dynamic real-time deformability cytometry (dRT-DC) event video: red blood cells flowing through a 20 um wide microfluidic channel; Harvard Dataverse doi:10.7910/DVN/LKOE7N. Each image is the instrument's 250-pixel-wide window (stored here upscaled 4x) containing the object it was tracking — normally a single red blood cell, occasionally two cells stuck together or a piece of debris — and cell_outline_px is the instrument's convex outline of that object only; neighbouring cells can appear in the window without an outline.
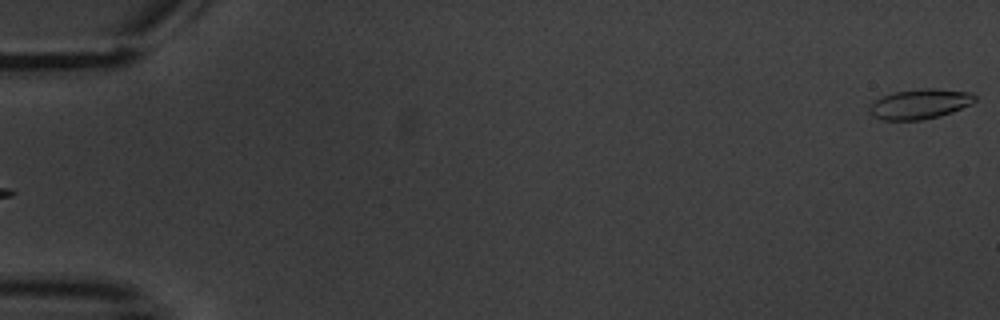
{"species": "common noctule bat (a hibernating species)", "species_latin": "Nyctalus noctula", "temperature_condition": "warm", "stored_images_in_passage": 6, "segment_of_instrument_passage": [2, 2], "camera_frame_rate_fps": 3000, "um_per_image_px": 0.085, "animal": {"sex": "male", "body_mass_g": 20.1, "forearm_length_mm": 53.5}, "frame": {"image": 1, "passage_image": 6, "time_ms": 6.333, "image_size_px": [1000, 320], "cell_outline_px": [[976, 100], [972, 104], [952, 112], [940, 116], [920, 120], [884, 120], [872, 116], [868, 112], [868, 108], [880, 96], [892, 92], [928, 88], [932, 88], [972, 92], [976, 96]], "centroid_in_image_um": [78.19, 8.84], "position_along_channel_um": 6.8, "area_um2": 18.55}}